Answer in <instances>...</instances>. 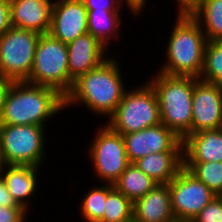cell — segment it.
<instances>
[{"mask_svg": "<svg viewBox=\"0 0 222 222\" xmlns=\"http://www.w3.org/2000/svg\"><path fill=\"white\" fill-rule=\"evenodd\" d=\"M171 222H193V221H190V220H178V219H174L173 221Z\"/></svg>", "mask_w": 222, "mask_h": 222, "instance_id": "obj_36", "label": "cell"}, {"mask_svg": "<svg viewBox=\"0 0 222 222\" xmlns=\"http://www.w3.org/2000/svg\"><path fill=\"white\" fill-rule=\"evenodd\" d=\"M199 79L214 83L222 92V40L207 41L204 49V66Z\"/></svg>", "mask_w": 222, "mask_h": 222, "instance_id": "obj_24", "label": "cell"}, {"mask_svg": "<svg viewBox=\"0 0 222 222\" xmlns=\"http://www.w3.org/2000/svg\"><path fill=\"white\" fill-rule=\"evenodd\" d=\"M54 0H10L11 26L49 33Z\"/></svg>", "mask_w": 222, "mask_h": 222, "instance_id": "obj_15", "label": "cell"}, {"mask_svg": "<svg viewBox=\"0 0 222 222\" xmlns=\"http://www.w3.org/2000/svg\"><path fill=\"white\" fill-rule=\"evenodd\" d=\"M108 120L107 125L121 135L159 125L160 110L155 90L147 81L127 89Z\"/></svg>", "mask_w": 222, "mask_h": 222, "instance_id": "obj_5", "label": "cell"}, {"mask_svg": "<svg viewBox=\"0 0 222 222\" xmlns=\"http://www.w3.org/2000/svg\"><path fill=\"white\" fill-rule=\"evenodd\" d=\"M104 216L99 222H129L133 219V202L108 184Z\"/></svg>", "mask_w": 222, "mask_h": 222, "instance_id": "obj_23", "label": "cell"}, {"mask_svg": "<svg viewBox=\"0 0 222 222\" xmlns=\"http://www.w3.org/2000/svg\"><path fill=\"white\" fill-rule=\"evenodd\" d=\"M67 50L68 70L73 81L108 59L105 53L108 49L88 32L68 43Z\"/></svg>", "mask_w": 222, "mask_h": 222, "instance_id": "obj_14", "label": "cell"}, {"mask_svg": "<svg viewBox=\"0 0 222 222\" xmlns=\"http://www.w3.org/2000/svg\"><path fill=\"white\" fill-rule=\"evenodd\" d=\"M134 164L157 184H168L184 167L183 151L151 153Z\"/></svg>", "mask_w": 222, "mask_h": 222, "instance_id": "obj_19", "label": "cell"}, {"mask_svg": "<svg viewBox=\"0 0 222 222\" xmlns=\"http://www.w3.org/2000/svg\"><path fill=\"white\" fill-rule=\"evenodd\" d=\"M26 82L54 88L65 97L74 83L68 70L67 44L50 33L41 34L33 67Z\"/></svg>", "mask_w": 222, "mask_h": 222, "instance_id": "obj_6", "label": "cell"}, {"mask_svg": "<svg viewBox=\"0 0 222 222\" xmlns=\"http://www.w3.org/2000/svg\"><path fill=\"white\" fill-rule=\"evenodd\" d=\"M88 32L87 9L82 0H55L49 33L68 44Z\"/></svg>", "mask_w": 222, "mask_h": 222, "instance_id": "obj_13", "label": "cell"}, {"mask_svg": "<svg viewBox=\"0 0 222 222\" xmlns=\"http://www.w3.org/2000/svg\"><path fill=\"white\" fill-rule=\"evenodd\" d=\"M11 27L10 0H0V37Z\"/></svg>", "mask_w": 222, "mask_h": 222, "instance_id": "obj_30", "label": "cell"}, {"mask_svg": "<svg viewBox=\"0 0 222 222\" xmlns=\"http://www.w3.org/2000/svg\"><path fill=\"white\" fill-rule=\"evenodd\" d=\"M45 127L0 124L1 147L7 164L41 168L46 156Z\"/></svg>", "mask_w": 222, "mask_h": 222, "instance_id": "obj_7", "label": "cell"}, {"mask_svg": "<svg viewBox=\"0 0 222 222\" xmlns=\"http://www.w3.org/2000/svg\"><path fill=\"white\" fill-rule=\"evenodd\" d=\"M40 35L12 26L0 37V76L13 81L29 78Z\"/></svg>", "mask_w": 222, "mask_h": 222, "instance_id": "obj_8", "label": "cell"}, {"mask_svg": "<svg viewBox=\"0 0 222 222\" xmlns=\"http://www.w3.org/2000/svg\"><path fill=\"white\" fill-rule=\"evenodd\" d=\"M192 221L222 222V197L216 195Z\"/></svg>", "mask_w": 222, "mask_h": 222, "instance_id": "obj_27", "label": "cell"}, {"mask_svg": "<svg viewBox=\"0 0 222 222\" xmlns=\"http://www.w3.org/2000/svg\"><path fill=\"white\" fill-rule=\"evenodd\" d=\"M175 19L169 41L167 40V60L162 63L158 72L200 78L204 66L206 36L190 14H177Z\"/></svg>", "mask_w": 222, "mask_h": 222, "instance_id": "obj_3", "label": "cell"}, {"mask_svg": "<svg viewBox=\"0 0 222 222\" xmlns=\"http://www.w3.org/2000/svg\"><path fill=\"white\" fill-rule=\"evenodd\" d=\"M146 2L148 3L147 0H121L122 5H124V7L127 5L128 9L131 11V13H133V15H137V14H141L142 11H144L143 9L146 7L145 4Z\"/></svg>", "mask_w": 222, "mask_h": 222, "instance_id": "obj_33", "label": "cell"}, {"mask_svg": "<svg viewBox=\"0 0 222 222\" xmlns=\"http://www.w3.org/2000/svg\"><path fill=\"white\" fill-rule=\"evenodd\" d=\"M39 167L27 165H7L2 177L16 203L29 211L31 198L38 186ZM29 199V200H28ZM30 202V203H29Z\"/></svg>", "mask_w": 222, "mask_h": 222, "instance_id": "obj_18", "label": "cell"}, {"mask_svg": "<svg viewBox=\"0 0 222 222\" xmlns=\"http://www.w3.org/2000/svg\"><path fill=\"white\" fill-rule=\"evenodd\" d=\"M177 3L176 5L178 6L177 12L178 15H185V14H191L199 4L200 0H175Z\"/></svg>", "mask_w": 222, "mask_h": 222, "instance_id": "obj_32", "label": "cell"}, {"mask_svg": "<svg viewBox=\"0 0 222 222\" xmlns=\"http://www.w3.org/2000/svg\"><path fill=\"white\" fill-rule=\"evenodd\" d=\"M7 162L4 158V154L2 152V147H1V140H0V177L2 176V173L4 172L5 168L7 167Z\"/></svg>", "mask_w": 222, "mask_h": 222, "instance_id": "obj_35", "label": "cell"}, {"mask_svg": "<svg viewBox=\"0 0 222 222\" xmlns=\"http://www.w3.org/2000/svg\"><path fill=\"white\" fill-rule=\"evenodd\" d=\"M27 214L23 207L0 206V222H27Z\"/></svg>", "mask_w": 222, "mask_h": 222, "instance_id": "obj_28", "label": "cell"}, {"mask_svg": "<svg viewBox=\"0 0 222 222\" xmlns=\"http://www.w3.org/2000/svg\"><path fill=\"white\" fill-rule=\"evenodd\" d=\"M0 206L22 207L13 199L2 176L0 177Z\"/></svg>", "mask_w": 222, "mask_h": 222, "instance_id": "obj_31", "label": "cell"}, {"mask_svg": "<svg viewBox=\"0 0 222 222\" xmlns=\"http://www.w3.org/2000/svg\"><path fill=\"white\" fill-rule=\"evenodd\" d=\"M130 163L151 153L183 151V141L164 124L122 135Z\"/></svg>", "mask_w": 222, "mask_h": 222, "instance_id": "obj_11", "label": "cell"}, {"mask_svg": "<svg viewBox=\"0 0 222 222\" xmlns=\"http://www.w3.org/2000/svg\"><path fill=\"white\" fill-rule=\"evenodd\" d=\"M184 167L217 196L222 194V162H184Z\"/></svg>", "mask_w": 222, "mask_h": 222, "instance_id": "obj_25", "label": "cell"}, {"mask_svg": "<svg viewBox=\"0 0 222 222\" xmlns=\"http://www.w3.org/2000/svg\"><path fill=\"white\" fill-rule=\"evenodd\" d=\"M190 15L202 28L207 41L222 40V0H200Z\"/></svg>", "mask_w": 222, "mask_h": 222, "instance_id": "obj_21", "label": "cell"}, {"mask_svg": "<svg viewBox=\"0 0 222 222\" xmlns=\"http://www.w3.org/2000/svg\"><path fill=\"white\" fill-rule=\"evenodd\" d=\"M174 219L168 184H156L133 202V220L136 222H171Z\"/></svg>", "mask_w": 222, "mask_h": 222, "instance_id": "obj_16", "label": "cell"}, {"mask_svg": "<svg viewBox=\"0 0 222 222\" xmlns=\"http://www.w3.org/2000/svg\"><path fill=\"white\" fill-rule=\"evenodd\" d=\"M89 145V158L97 178L105 184H114L130 164L123 137L107 124L96 132Z\"/></svg>", "mask_w": 222, "mask_h": 222, "instance_id": "obj_9", "label": "cell"}, {"mask_svg": "<svg viewBox=\"0 0 222 222\" xmlns=\"http://www.w3.org/2000/svg\"><path fill=\"white\" fill-rule=\"evenodd\" d=\"M107 195L108 184L104 183H101V186L91 188L88 193L84 194L80 212L85 222H99L103 218Z\"/></svg>", "mask_w": 222, "mask_h": 222, "instance_id": "obj_26", "label": "cell"}, {"mask_svg": "<svg viewBox=\"0 0 222 222\" xmlns=\"http://www.w3.org/2000/svg\"><path fill=\"white\" fill-rule=\"evenodd\" d=\"M156 182L130 163L113 186L132 202L143 197L156 186Z\"/></svg>", "mask_w": 222, "mask_h": 222, "instance_id": "obj_22", "label": "cell"}, {"mask_svg": "<svg viewBox=\"0 0 222 222\" xmlns=\"http://www.w3.org/2000/svg\"><path fill=\"white\" fill-rule=\"evenodd\" d=\"M184 162H222V128L202 130L183 140Z\"/></svg>", "mask_w": 222, "mask_h": 222, "instance_id": "obj_17", "label": "cell"}, {"mask_svg": "<svg viewBox=\"0 0 222 222\" xmlns=\"http://www.w3.org/2000/svg\"><path fill=\"white\" fill-rule=\"evenodd\" d=\"M222 128V92L214 83L198 79L192 96L191 134Z\"/></svg>", "mask_w": 222, "mask_h": 222, "instance_id": "obj_12", "label": "cell"}, {"mask_svg": "<svg viewBox=\"0 0 222 222\" xmlns=\"http://www.w3.org/2000/svg\"><path fill=\"white\" fill-rule=\"evenodd\" d=\"M87 10L120 11L121 0H82Z\"/></svg>", "mask_w": 222, "mask_h": 222, "instance_id": "obj_29", "label": "cell"}, {"mask_svg": "<svg viewBox=\"0 0 222 222\" xmlns=\"http://www.w3.org/2000/svg\"><path fill=\"white\" fill-rule=\"evenodd\" d=\"M109 57L97 68L74 80L65 96V109L84 104L93 114L106 116L107 119L115 112L127 89L119 62L115 57Z\"/></svg>", "mask_w": 222, "mask_h": 222, "instance_id": "obj_1", "label": "cell"}, {"mask_svg": "<svg viewBox=\"0 0 222 222\" xmlns=\"http://www.w3.org/2000/svg\"><path fill=\"white\" fill-rule=\"evenodd\" d=\"M121 11L87 10V29L108 50L110 41L118 39L121 26Z\"/></svg>", "mask_w": 222, "mask_h": 222, "instance_id": "obj_20", "label": "cell"}, {"mask_svg": "<svg viewBox=\"0 0 222 222\" xmlns=\"http://www.w3.org/2000/svg\"><path fill=\"white\" fill-rule=\"evenodd\" d=\"M175 219L192 221L216 196L202 181L183 167L169 183Z\"/></svg>", "mask_w": 222, "mask_h": 222, "instance_id": "obj_10", "label": "cell"}, {"mask_svg": "<svg viewBox=\"0 0 222 222\" xmlns=\"http://www.w3.org/2000/svg\"><path fill=\"white\" fill-rule=\"evenodd\" d=\"M13 83V80L8 79L6 77L0 76V116L2 113V109L4 106L5 98L7 95V92Z\"/></svg>", "mask_w": 222, "mask_h": 222, "instance_id": "obj_34", "label": "cell"}, {"mask_svg": "<svg viewBox=\"0 0 222 222\" xmlns=\"http://www.w3.org/2000/svg\"><path fill=\"white\" fill-rule=\"evenodd\" d=\"M199 78L171 76L157 72L148 83L155 90L160 121L182 141L191 134L192 96Z\"/></svg>", "mask_w": 222, "mask_h": 222, "instance_id": "obj_4", "label": "cell"}, {"mask_svg": "<svg viewBox=\"0 0 222 222\" xmlns=\"http://www.w3.org/2000/svg\"><path fill=\"white\" fill-rule=\"evenodd\" d=\"M63 109L65 97L54 88L13 81L5 98L0 124L46 126L48 120Z\"/></svg>", "mask_w": 222, "mask_h": 222, "instance_id": "obj_2", "label": "cell"}]
</instances>
